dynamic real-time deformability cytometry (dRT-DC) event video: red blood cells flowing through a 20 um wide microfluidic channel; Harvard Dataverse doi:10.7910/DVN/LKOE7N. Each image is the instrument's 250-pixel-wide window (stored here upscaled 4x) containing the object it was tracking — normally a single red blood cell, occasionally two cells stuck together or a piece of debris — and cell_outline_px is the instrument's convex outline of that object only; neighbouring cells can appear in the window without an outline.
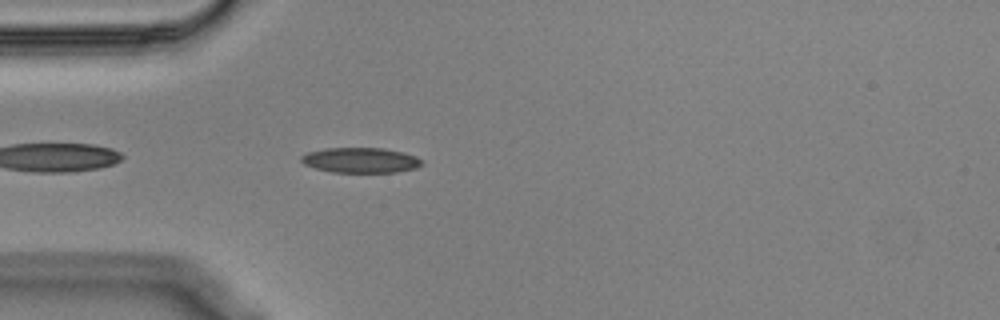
{"species": "Egyptian fruit bat (a non-hibernating species)", "species_latin": "Rousettus aegyptiacus", "temperature_condition": "cold", "stored_images_in_passage": 21, "camera_frame_rate_fps": 3000, "um_per_image_px": 0.085, "animal": {"sex": "male"}, "frame": {"image": 1, "passage_image": 4, "time_ms": 1.0, "image_size_px": [1000, 320], "cell_outline_px": [[424, 164], [416, 168], [396, 172], [332, 172], [316, 168], [304, 164], [300, 160], [300, 156], [308, 152], [324, 148], [384, 148], [404, 152], [416, 156], [424, 160]], "centroid_in_image_um": [30.69, 13.61], "position_along_channel_um": 54.3, "area_um2": 17.86}}
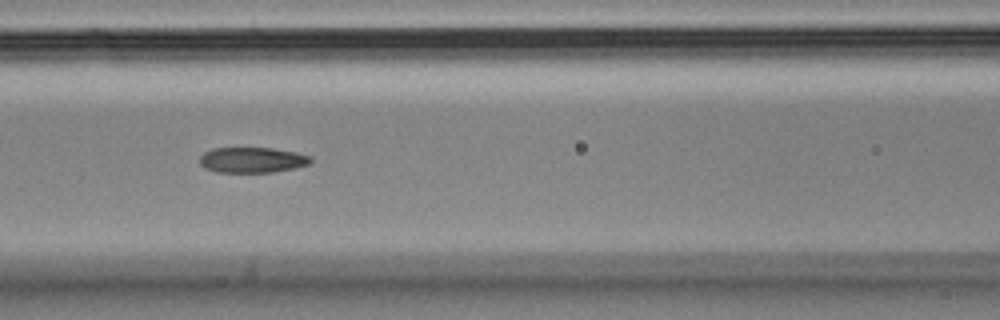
{"frame": {"image": 2, "passage_image": 12, "time_ms": 3.667, "image_size_px": [1000, 320], "cell_outline_px": [[312, 160], [308, 164], [296, 168], [272, 172], [216, 172], [204, 168], [200, 164], [200, 156], [204, 152], [212, 148], [272, 148], [296, 152], [312, 156]], "centroid_in_image_um": [21.44, 13.59], "position_along_channel_um": 145.2, "area_um2": 16.59}}
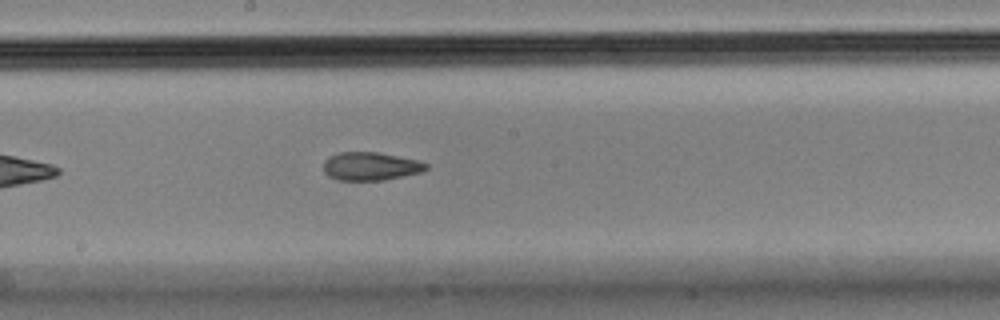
{"frame": {"image": 3, "passage_image": 18, "time_ms": 5.667, "image_size_px": [1000, 320], "cell_outline_px": [[428, 168], [420, 172], [384, 180], [336, 180], [328, 176], [324, 172], [324, 160], [328, 156], [340, 152], [376, 152], [420, 160], [428, 164]], "centroid_in_image_um": [31.48, 14.13], "position_along_channel_um": 216.7, "area_um2": 16.94}}